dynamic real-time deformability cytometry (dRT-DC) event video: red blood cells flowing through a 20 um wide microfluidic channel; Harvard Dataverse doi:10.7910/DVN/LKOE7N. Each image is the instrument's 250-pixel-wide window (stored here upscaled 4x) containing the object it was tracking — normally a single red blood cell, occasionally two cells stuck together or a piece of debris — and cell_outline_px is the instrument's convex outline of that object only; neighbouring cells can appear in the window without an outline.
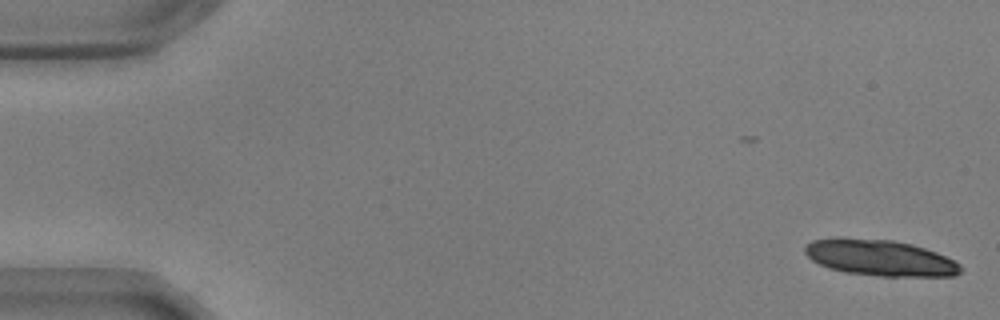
{"species": "common noctule bat (a hibernating species)", "species_latin": "Nyctalus noctula", "temperature_condition": "warm", "stored_images_in_passage": 56, "segment_of_instrument_passage": [1, 2], "camera_frame_rate_fps": 3000, "um_per_image_px": 0.085, "animal": {"sex": "male", "body_mass_g": 17.9, "forearm_length_mm": 54.2}, "frame": {"image": 1, "passage_image": 1, "time_ms": 0.0, "image_size_px": [1000, 320], "cell_outline_px": [[964, 272], [952, 276], [880, 276], [844, 272], [828, 268], [812, 260], [804, 252], [804, 248], [812, 240], [892, 240], [912, 244], [936, 252], [960, 264], [964, 268]], "centroid_in_image_um": [74.89, 21.96], "position_along_channel_um": 10.1, "area_um2": 31.91}}